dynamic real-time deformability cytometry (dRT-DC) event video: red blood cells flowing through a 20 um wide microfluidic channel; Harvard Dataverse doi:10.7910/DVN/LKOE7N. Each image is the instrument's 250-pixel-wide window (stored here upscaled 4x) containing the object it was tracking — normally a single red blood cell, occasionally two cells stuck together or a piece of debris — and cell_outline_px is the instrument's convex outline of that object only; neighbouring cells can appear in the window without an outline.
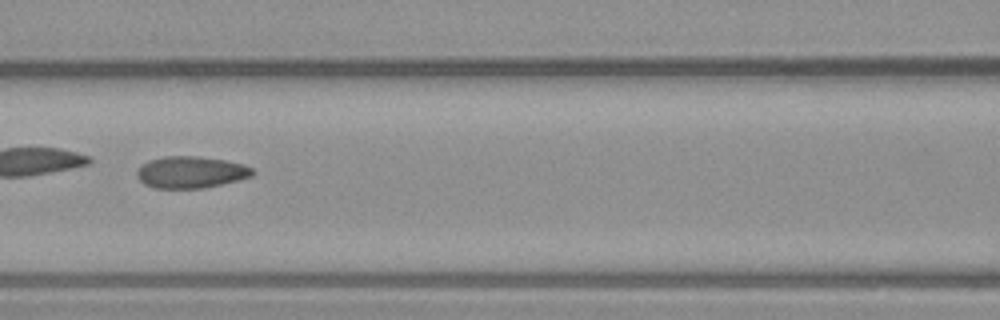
{"species": "common noctule bat (a hibernating species)", "species_latin": "Nyctalus noctula", "temperature_condition": "warm", "stored_images_in_passage": 52, "camera_frame_rate_fps": 3000, "um_per_image_px": 0.085, "animal": {"sex": "male", "body_mass_g": 23.1, "forearm_length_mm": 52.7}, "frame": {"image": 1, "passage_image": 23, "time_ms": 7.333, "image_size_px": [1000, 320], "cell_outline_px": [[256, 172], [252, 176], [204, 188], [152, 188], [144, 184], [136, 176], [136, 172], [148, 160], [164, 156], [196, 156], [224, 160], [244, 164], [252, 168]], "centroid_in_image_um": [16.21, 14.64], "position_along_channel_um": 150.4, "area_um2": 21.33}, "authors_computed_cell_mechanics": {"area_um2": 21.5883, "velocity_mm_per_s": 3.8393, "shape_relaxation_time_tau1_ms": null, "shape_relaxation_time_tau2_ms": 1.3965, "deformation_change_tau1": null, "deformation_change_tau2": 0.0807}}